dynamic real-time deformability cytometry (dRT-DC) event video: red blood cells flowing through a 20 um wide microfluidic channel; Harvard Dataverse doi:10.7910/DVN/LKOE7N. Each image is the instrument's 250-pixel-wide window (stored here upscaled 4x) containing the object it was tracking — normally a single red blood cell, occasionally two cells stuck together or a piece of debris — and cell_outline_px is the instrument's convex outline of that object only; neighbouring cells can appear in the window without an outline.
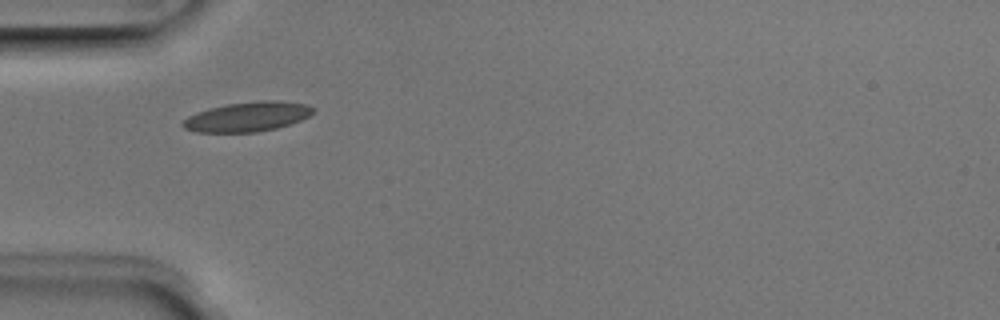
{"species": "Egyptian fruit bat (a non-hibernating species)", "species_latin": "Rousettus aegyptiacus", "temperature_condition": "room temperature", "stored_images_in_passage": 22, "camera_frame_rate_fps": 3000, "um_per_image_px": 0.085, "animal": {"sex": "male"}, "frame": {"image": 1, "passage_image": 1, "time_ms": 0.0, "image_size_px": [1000, 320], "cell_outline_px": [[316, 112], [300, 120], [276, 128], [256, 132], [196, 132], [184, 128], [180, 124], [188, 116], [196, 112], [228, 104], [260, 100], [280, 100], [308, 104], [316, 108]], "centroid_in_image_um": [21.07, 9.91], "position_along_channel_um": 63.9, "area_um2": 22.54}}